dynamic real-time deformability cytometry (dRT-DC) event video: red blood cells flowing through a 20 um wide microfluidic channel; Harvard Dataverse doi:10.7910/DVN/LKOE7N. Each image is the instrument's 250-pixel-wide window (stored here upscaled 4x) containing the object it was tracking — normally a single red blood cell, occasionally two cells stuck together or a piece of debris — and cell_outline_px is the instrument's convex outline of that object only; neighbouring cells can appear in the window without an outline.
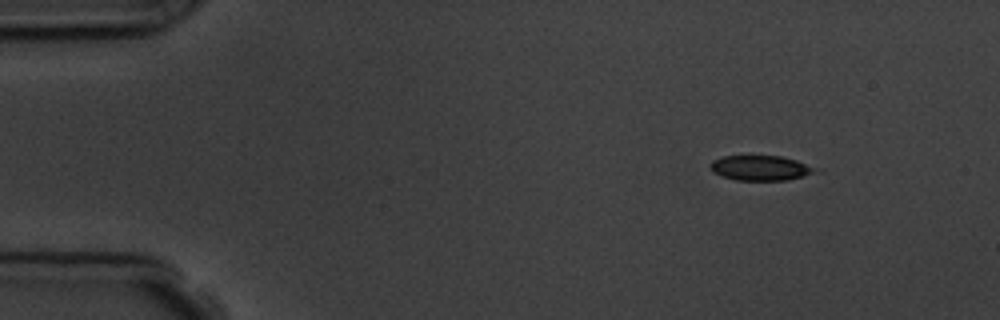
{"species": "common noctule bat (a hibernating species)", "species_latin": "Nyctalus noctula", "temperature_condition": "room temperature", "stored_images_in_passage": 7, "camera_frame_rate_fps": 3000, "um_per_image_px": 0.085, "animal": {"sex": "male", "body_mass_g": 19.5, "forearm_length_mm": 54.6}, "frame": {"image": 1, "passage_image": 1, "time_ms": 0.0, "image_size_px": [1000, 320], "cell_outline_px": [[824, 172], [788, 180], [736, 180], [712, 172], [708, 164], [712, 160], [724, 156], [780, 156], [796, 160], [820, 168]], "centroid_in_image_um": [64.74, 14.28], "position_along_channel_um": 20.3, "area_um2": 15.66}}
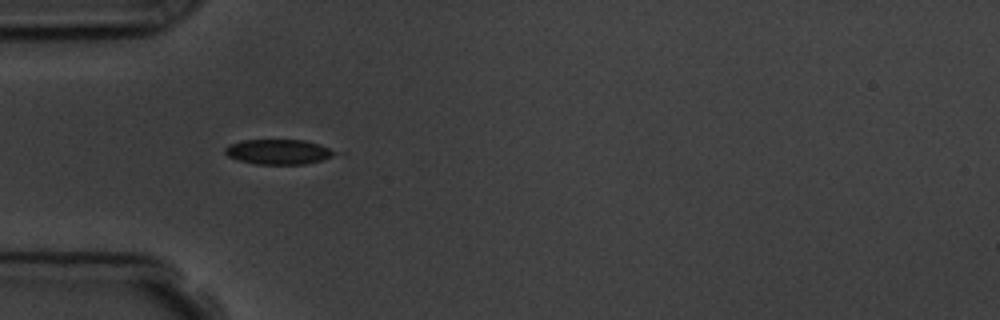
{"frame": {"image": 2, "passage_image": 4, "time_ms": 3.333, "image_size_px": [1000, 320], "cell_outline_px": [[336, 152], [332, 156], [320, 160], [304, 164], [256, 164], [240, 160], [228, 156], [224, 152], [224, 148], [228, 144], [240, 140], [304, 140], [320, 144]], "centroid_in_image_um": [23.61, 12.89], "position_along_channel_um": 61.4, "area_um2": 15.84}}